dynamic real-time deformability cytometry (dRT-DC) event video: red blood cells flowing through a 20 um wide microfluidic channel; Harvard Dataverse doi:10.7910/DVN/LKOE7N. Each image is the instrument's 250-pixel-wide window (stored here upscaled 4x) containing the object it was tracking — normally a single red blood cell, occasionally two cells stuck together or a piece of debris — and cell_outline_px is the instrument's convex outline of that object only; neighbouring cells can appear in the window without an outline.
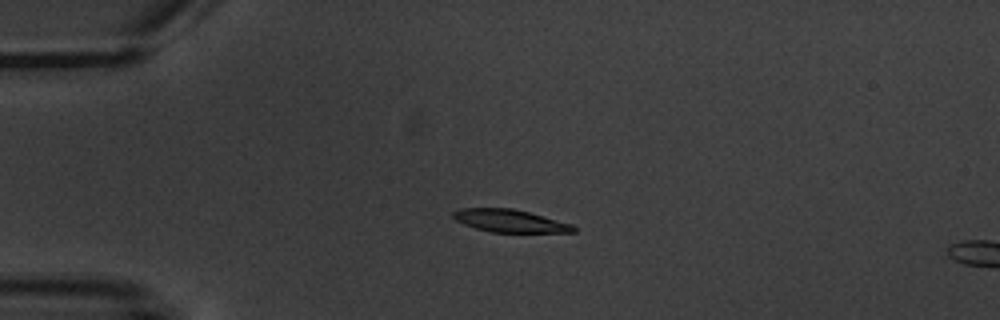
{"species": "common noctule bat (a hibernating species)", "species_latin": "Nyctalus noctula", "temperature_condition": "warm", "stored_images_in_passage": 5, "camera_frame_rate_fps": 3000, "um_per_image_px": 0.085, "animal": {"sex": "male", "body_mass_g": 20.1, "forearm_length_mm": 53.5}, "frame": {"image": 1, "passage_image": 4, "time_ms": 4.333, "image_size_px": [1000, 320], "cell_outline_px": [[576, 232], [492, 232], [476, 228], [464, 224], [456, 220], [452, 216], [452, 212], [460, 208], [512, 208], [528, 212], [572, 224], [576, 228]], "centroid_in_image_um": [43.32, 18.77], "position_along_channel_um": 41.7, "area_um2": 15.72}}